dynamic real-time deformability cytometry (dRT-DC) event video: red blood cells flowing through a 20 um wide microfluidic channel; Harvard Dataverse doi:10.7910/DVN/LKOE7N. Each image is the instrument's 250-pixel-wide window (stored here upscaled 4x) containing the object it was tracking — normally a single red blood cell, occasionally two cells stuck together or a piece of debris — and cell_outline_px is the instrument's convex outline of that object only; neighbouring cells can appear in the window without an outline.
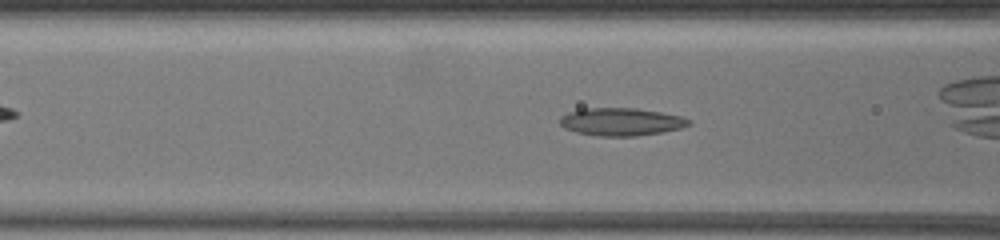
{"species": "common noctule bat (a hibernating species)", "species_latin": "Nyctalus noctula", "temperature_condition": "warm", "stored_images_in_passage": 4, "camera_frame_rate_fps": 3000, "um_per_image_px": 0.085, "animal": {"sex": "female", "body_mass_g": 19.5, "forearm_length_mm": 54.1}, "frame": {"image": 1, "passage_image": 3, "time_ms": 0.667, "image_size_px": [1000, 240], "cell_outline_px": [[692, 124], [680, 128], [660, 132], [636, 136], [596, 136], [576, 132], [564, 128], [560, 124], [560, 116], [568, 112], [584, 108], [636, 108], [684, 116], [692, 120]], "centroid_in_image_um": [52.8, 10.35], "position_along_channel_um": 113.8, "area_um2": 20.98}}